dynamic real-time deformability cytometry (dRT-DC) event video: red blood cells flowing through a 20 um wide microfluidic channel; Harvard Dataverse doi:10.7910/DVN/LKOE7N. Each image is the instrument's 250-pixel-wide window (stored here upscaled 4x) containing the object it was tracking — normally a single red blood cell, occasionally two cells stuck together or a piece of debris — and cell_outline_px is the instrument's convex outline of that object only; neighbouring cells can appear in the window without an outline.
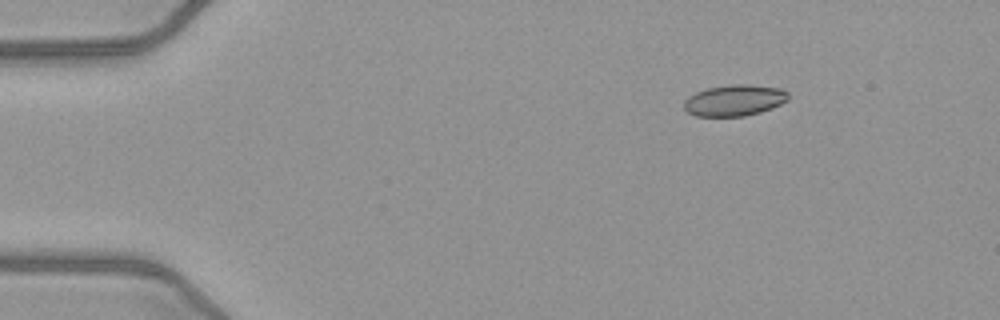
{"species": "common noctule bat (a hibernating species)", "species_latin": "Nyctalus noctula", "temperature_condition": "warm", "stored_images_in_passage": 7, "camera_frame_rate_fps": 3000, "um_per_image_px": 0.085, "animal": {"sex": "female", "body_mass_g": 21.9}, "frame": {"image": 1, "passage_image": 1, "time_ms": 0.0, "image_size_px": [1000, 320], "cell_outline_px": [[780, 92], [776, 104], [752, 112], [732, 116], [708, 116], [720, 88], [764, 88]], "centroid_in_image_um": [63.11, 8.59], "position_along_channel_um": 21.9, "area_um2": 10.92}}